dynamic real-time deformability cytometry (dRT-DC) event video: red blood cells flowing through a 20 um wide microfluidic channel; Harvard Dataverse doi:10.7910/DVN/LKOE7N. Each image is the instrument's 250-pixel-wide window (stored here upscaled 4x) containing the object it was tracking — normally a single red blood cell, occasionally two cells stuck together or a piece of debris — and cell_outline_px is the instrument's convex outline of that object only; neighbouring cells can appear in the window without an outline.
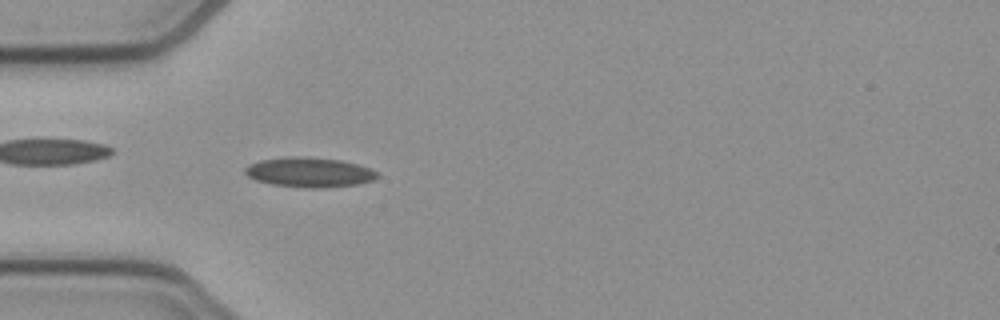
{"species": "common noctule bat (a hibernating species)", "species_latin": "Nyctalus noctula", "temperature_condition": "cold", "stored_images_in_passage": 38, "camera_frame_rate_fps": 3000, "um_per_image_px": 0.085, "animal": {"sex": "female", "body_mass_g": 21.9}, "frame": {"image": 1, "passage_image": 1, "time_ms": 0.0, "image_size_px": [1000, 320], "cell_outline_px": [[380, 176], [372, 180], [360, 184], [324, 188], [304, 188], [272, 184], [256, 180], [248, 176], [244, 172], [244, 168], [248, 164], [260, 160], [284, 156], [308, 156], [340, 160], [372, 168], [380, 172]], "centroid_in_image_um": [26.31, 14.64], "position_along_channel_um": 58.7, "area_um2": 23.41}}
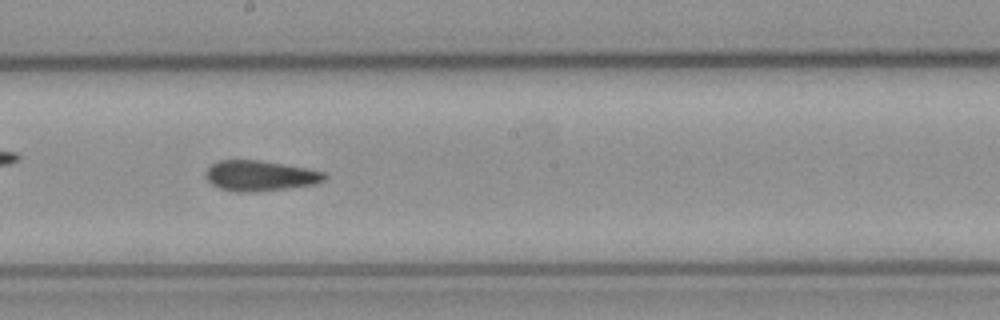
{"frame": {"image": 2, "passage_image": 14, "time_ms": 4.333, "image_size_px": [1000, 320], "cell_outline_px": [[328, 176], [324, 180], [316, 184], [260, 192], [236, 192], [220, 188], [212, 184], [204, 176], [204, 172], [212, 164], [220, 160], [260, 160], [284, 164], [324, 172]], "centroid_in_image_um": [22.09, 14.95], "position_along_channel_um": 226.1, "area_um2": 21.15}}
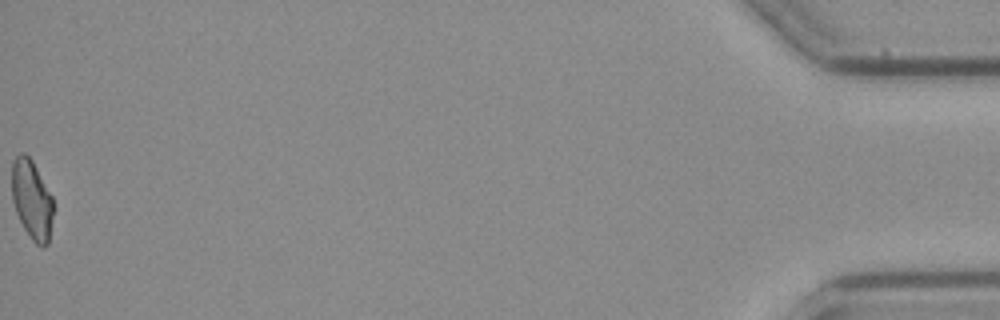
{"frame": {"image": 3, "passage_image": 38, "time_ms": 12.333, "image_size_px": [1000, 320], "cell_outline_px": [[52, 216], [48, 244], [44, 248], [40, 248], [32, 240], [24, 228], [16, 212], [12, 200], [12, 160], [20, 152], [24, 152], [32, 160], [52, 196]], "centroid_in_image_um": [2.69, 16.97], "position_along_channel_um": 432.5, "area_um2": 19.07}, "authors_computed_cell_mechanics": {"area_um2": 20.8369, "velocity_mm_per_s": 3.908, "shape_relaxation_time_tau1_ms": null, "shape_relaxation_time_tau2_ms": 3.8313, "deformation_change_tau1": null, "deformation_change_tau2": 0.0907}}